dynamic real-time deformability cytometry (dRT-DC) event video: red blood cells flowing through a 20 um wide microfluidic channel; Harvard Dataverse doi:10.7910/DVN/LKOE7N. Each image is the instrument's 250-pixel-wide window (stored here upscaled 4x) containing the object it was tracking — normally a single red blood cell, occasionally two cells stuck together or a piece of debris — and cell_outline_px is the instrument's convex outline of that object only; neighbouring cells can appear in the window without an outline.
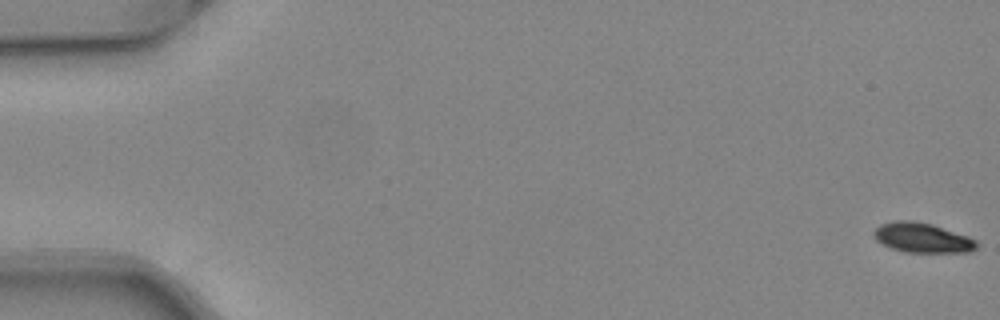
{"species": "common noctule bat (a hibernating species)", "species_latin": "Nyctalus noctula", "temperature_condition": "warm", "stored_images_in_passage": 52, "camera_frame_rate_fps": 3000, "um_per_image_px": 0.085, "animal": {"sex": "female", "body_mass_g": 24.6, "forearm_length_mm": 56.2}, "frame": {"image": 1, "passage_image": 1, "time_ms": 0.0, "image_size_px": [1000, 320], "cell_outline_px": [[980, 244], [972, 252], [904, 252], [892, 248], [876, 240], [872, 232], [880, 224], [892, 220], [916, 220], [932, 224], [968, 236], [976, 240]], "centroid_in_image_um": [78.4, 20.2], "position_along_channel_um": 6.6, "area_um2": 18.03}}
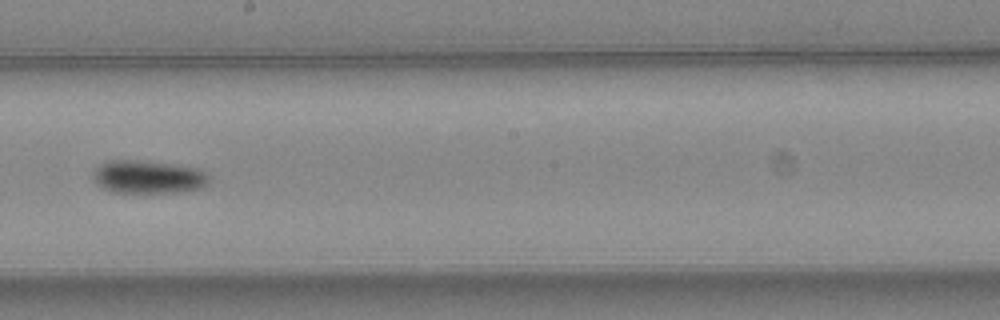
{"frame": {"image": 2, "passage_image": 30, "time_ms": 9.667, "image_size_px": [1000, 320], "cell_outline_px": [[208, 184], [200, 188], [188, 192], [112, 192], [96, 184], [92, 180], [92, 172], [100, 164], [108, 160], [148, 160], [200, 168], [208, 172]], "centroid_in_image_um": [12.61, 15.02], "position_along_channel_um": 235.6, "area_um2": 22.89}}
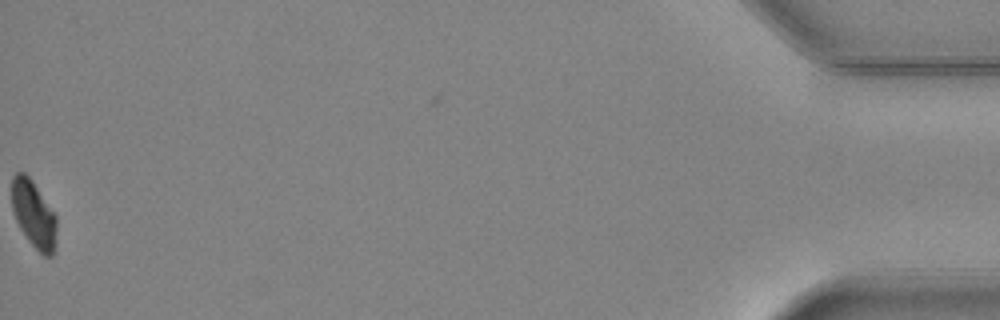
{"frame": {"image": 3, "passage_image": 52, "time_ms": 17.0, "image_size_px": [1000, 320], "cell_outline_px": [[56, 244], [52, 256], [44, 256], [28, 240], [20, 228], [16, 220], [12, 208], [12, 176], [16, 172], [24, 172], [32, 180], [56, 216]], "centroid_in_image_um": [2.86, 18.21], "position_along_channel_um": 432.3, "area_um2": 17.4}, "authors_computed_cell_mechanics": {"area_um2": 19.7387, "velocity_mm_per_s": 4.073, "shape_relaxation_time_tau1_ms": 3.3941, "shape_relaxation_time_tau2_ms": null, "deformation_change_tau1": 0.1107, "deformation_change_tau2": null}}